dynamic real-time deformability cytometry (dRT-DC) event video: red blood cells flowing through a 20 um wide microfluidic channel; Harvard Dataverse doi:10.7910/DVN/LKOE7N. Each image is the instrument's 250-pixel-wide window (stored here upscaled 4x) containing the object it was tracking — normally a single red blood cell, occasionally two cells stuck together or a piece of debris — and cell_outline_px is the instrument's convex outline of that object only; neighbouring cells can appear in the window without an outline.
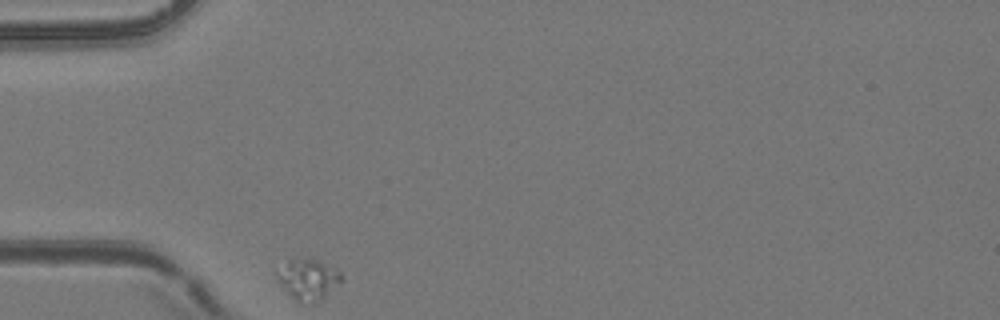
{"species": "common noctule bat (a hibernating species)", "species_latin": "Nyctalus noctula", "temperature_condition": "room temperature", "stored_images_in_passage": 33, "camera_frame_rate_fps": 3000, "um_per_image_px": 0.085, "animal": {"sex": "female", "body_mass_g": 24.6, "forearm_length_mm": 56.2}, "frame": {"image": 1, "passage_image": 1, "time_ms": 0.0, "image_size_px": [1000, 320], "cell_outline_px": [[344, 280], [316, 304], [296, 304], [284, 292], [276, 276], [288, 260], [320, 260], [340, 272], [344, 276]], "centroid_in_image_um": [26.21, 23.84], "position_along_channel_um": 58.8, "area_um2": 15.55}}
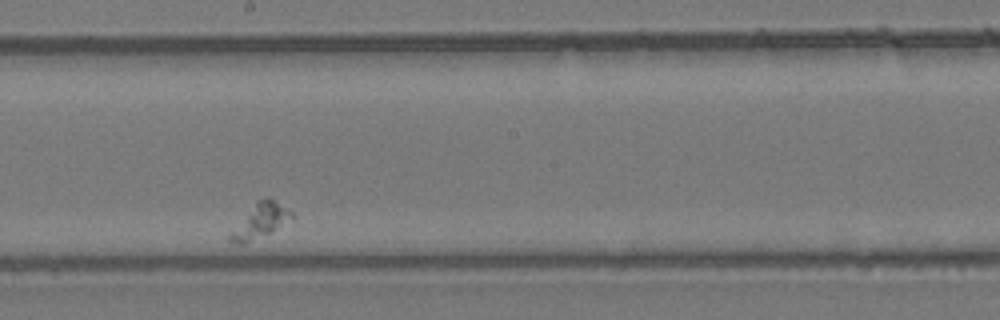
{"frame": {"image": 2, "passage_image": 19, "time_ms": 6.0, "image_size_px": [1000, 320], "cell_outline_px": [[296, 220], [244, 244], [236, 244], [228, 240], [228, 236], [256, 200], [268, 196], [272, 196], [292, 212], [296, 216]], "centroid_in_image_um": [22.21, 18.74], "position_along_channel_um": 226.0, "area_um2": 12.66}}
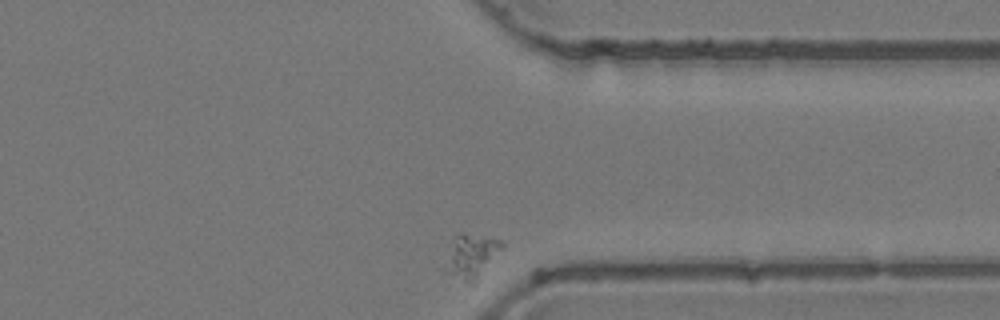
{"frame": {"image": 3, "passage_image": 33, "time_ms": 10.667, "image_size_px": [1000, 320], "cell_outline_px": [[504, 248], [476, 284], [472, 284], [444, 272], [440, 268], [456, 236], [464, 236], [500, 240], [504, 244]], "centroid_in_image_um": [40.05, 21.89], "position_along_channel_um": 371.4, "area_um2": 14.39}}